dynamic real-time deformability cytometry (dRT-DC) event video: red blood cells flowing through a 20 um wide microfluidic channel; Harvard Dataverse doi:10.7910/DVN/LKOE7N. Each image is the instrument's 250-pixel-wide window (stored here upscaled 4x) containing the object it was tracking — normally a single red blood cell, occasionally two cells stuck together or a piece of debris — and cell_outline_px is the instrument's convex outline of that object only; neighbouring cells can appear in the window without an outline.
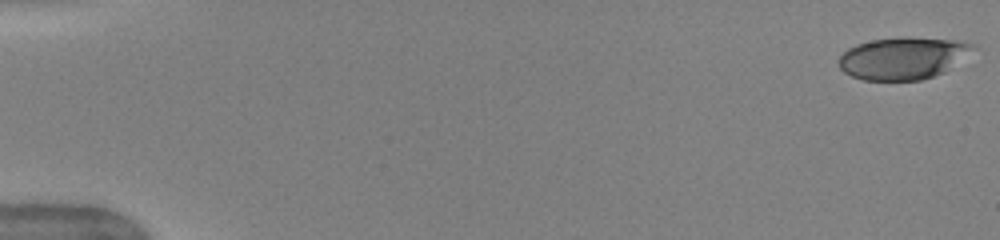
{"species": "human", "species_latin": "Homo sapiens", "temperature_condition": "warm", "stored_images_in_passage": 51, "camera_frame_rate_fps": 3000, "um_per_image_px": 0.085, "donor": {"sex": "female"}, "frame": {"image": 1, "passage_image": 1, "time_ms": 0.0, "image_size_px": [1000, 240], "cell_outline_px": [[976, 48], [944, 72], [920, 80], [864, 80], [852, 76], [844, 72], [840, 68], [840, 56], [848, 48], [856, 44], [872, 40], [952, 40], [972, 44]], "centroid_in_image_um": [76.7, 5.0], "position_along_channel_um": 8.3, "area_um2": 31.44}}
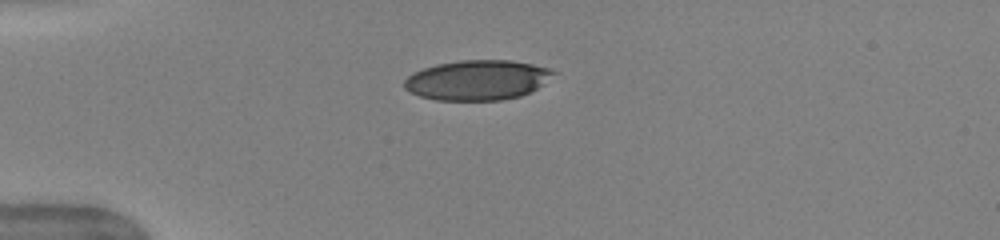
{"frame": {"image": 2, "passage_image": 14, "time_ms": 4.333, "image_size_px": [1000, 240], "cell_outline_px": [[556, 72], [532, 92], [520, 96], [500, 100], [436, 100], [420, 96], [404, 88], [404, 80], [408, 76], [424, 68], [436, 64], [460, 60], [512, 60], [532, 64], [548, 68]], "centroid_in_image_um": [40.57, 6.8], "position_along_channel_um": 44.4, "area_um2": 34.51}}
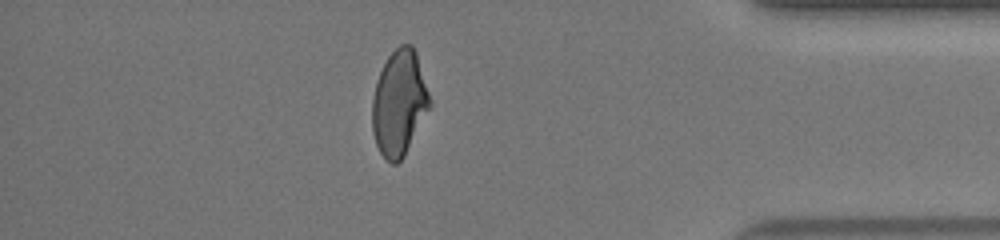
{"frame": {"image": 3, "passage_image": 45, "time_ms": 14.667, "image_size_px": [1000, 240], "cell_outline_px": [[432, 104], [404, 156], [396, 164], [392, 164], [380, 152], [376, 144], [372, 132], [372, 100], [376, 84], [380, 72], [388, 56], [400, 44], [412, 44], [416, 52], [432, 100]], "centroid_in_image_um": [33.94, 8.75], "position_along_channel_um": 401.3, "area_um2": 35.32}, "authors_computed_cell_mechanics": {"area_um2": 35.7782, "velocity_mm_per_s": 4.0012, "shape_relaxation_time_tau1_ms": 5.7781, "shape_relaxation_time_tau2_ms": 0.9903, "deformation_change_tau1": 0.1888, "deformation_change_tau2": 0.076}}